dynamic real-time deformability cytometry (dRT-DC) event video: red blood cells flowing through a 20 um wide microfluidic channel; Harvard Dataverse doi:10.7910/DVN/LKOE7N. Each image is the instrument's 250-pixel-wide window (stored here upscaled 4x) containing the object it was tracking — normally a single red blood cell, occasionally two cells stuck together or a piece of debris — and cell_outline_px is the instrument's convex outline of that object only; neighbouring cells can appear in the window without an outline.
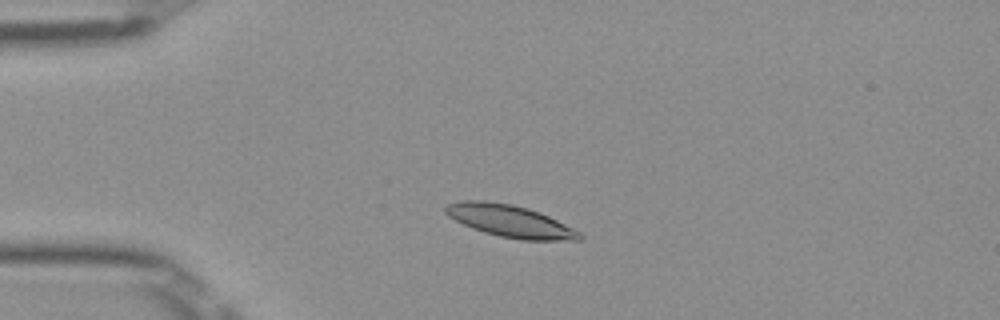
{"species": "Egyptian fruit bat (a non-hibernating species)", "species_latin": "Rousettus aegyptiacus", "temperature_condition": "room temperature", "stored_images_in_passage": 48, "camera_frame_rate_fps": 3000, "um_per_image_px": 0.085, "frame": {"image": 1, "passage_image": 9, "time_ms": 2.667, "image_size_px": [1000, 320], "cell_outline_px": [[584, 240], [520, 240], [500, 236], [484, 232], [472, 228], [448, 216], [444, 212], [444, 208], [448, 204], [460, 200], [484, 200], [512, 204], [528, 208], [540, 212], [580, 232], [584, 236]], "centroid_in_image_um": [43.35, 18.79], "position_along_channel_um": 41.7, "area_um2": 25.09}}
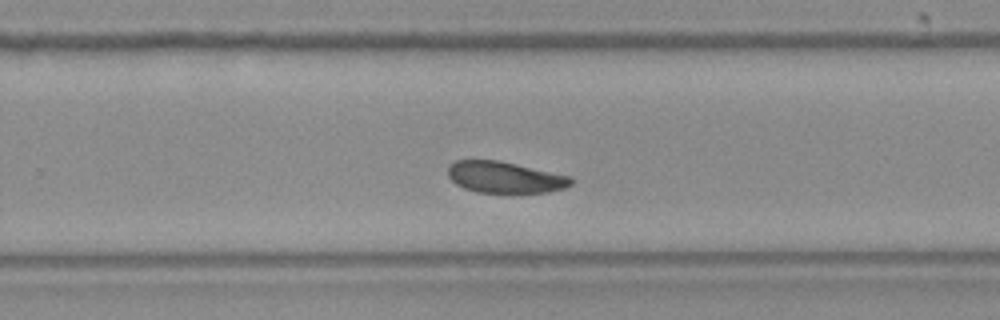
{"frame": {"image": 2, "passage_image": 30, "time_ms": 9.667, "image_size_px": [1000, 320], "cell_outline_px": [[572, 184], [564, 188], [548, 192], [476, 192], [464, 188], [456, 184], [448, 176], [448, 164], [456, 160], [496, 160], [516, 164], [572, 176]], "centroid_in_image_um": [42.9, 15.06], "position_along_channel_um": 286.9, "area_um2": 22.43}}
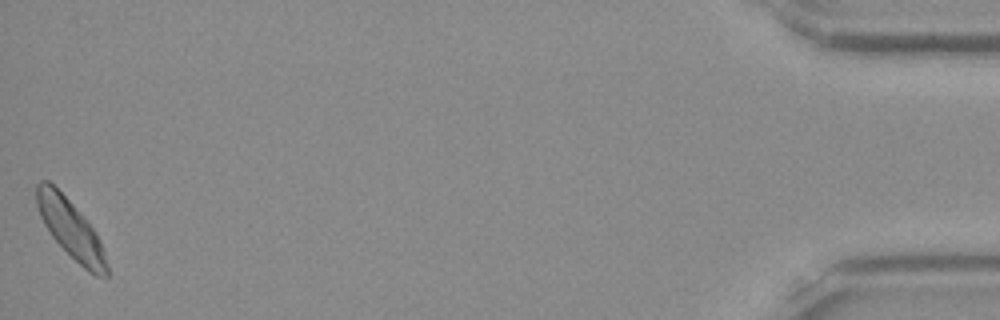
{"frame": {"image": 3, "passage_image": 48, "time_ms": 15.667, "image_size_px": [1000, 320], "cell_outline_px": [[108, 276], [96, 276], [88, 272], [52, 236], [44, 224], [40, 216], [36, 204], [36, 184], [40, 180], [48, 180], [72, 204], [96, 232], [100, 240], [108, 264]], "centroid_in_image_um": [6.01, 19.46], "position_along_channel_um": 429.2, "area_um2": 23.41}, "authors_computed_cell_mechanics": {"area_um2": 23.6113, "velocity_mm_per_s": 3.9153, "shape_relaxation_time_tau1_ms": 2.2088, "shape_relaxation_time_tau2_ms": 2.7506, "deformation_change_tau1": 0.0892, "deformation_change_tau2": 0.0658}}